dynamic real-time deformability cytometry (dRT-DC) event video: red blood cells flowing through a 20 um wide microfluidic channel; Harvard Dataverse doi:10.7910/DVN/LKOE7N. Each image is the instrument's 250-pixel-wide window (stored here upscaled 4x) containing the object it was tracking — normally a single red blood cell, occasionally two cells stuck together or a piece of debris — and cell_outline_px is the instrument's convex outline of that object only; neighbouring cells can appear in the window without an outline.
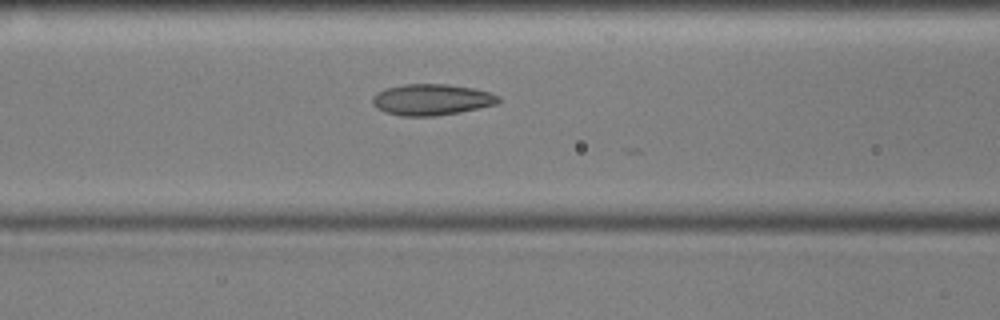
{"species": "common noctule bat (a hibernating species)", "species_latin": "Nyctalus noctula", "temperature_condition": "cold", "stored_images_in_passage": 15, "camera_frame_rate_fps": 3000, "um_per_image_px": 0.085, "animal": {"sex": "male", "body_mass_g": 17.9, "forearm_length_mm": 54.2}, "frame": {"image": 1, "passage_image": 10, "time_ms": 3.0, "image_size_px": [1000, 320], "cell_outline_px": [[500, 100], [496, 104], [460, 112], [432, 116], [400, 116], [384, 112], [372, 104], [372, 96], [376, 92], [388, 88], [404, 84], [444, 84], [472, 88], [492, 92], [500, 96]], "centroid_in_image_um": [36.68, 8.47], "position_along_channel_um": 129.9, "area_um2": 22.89}}
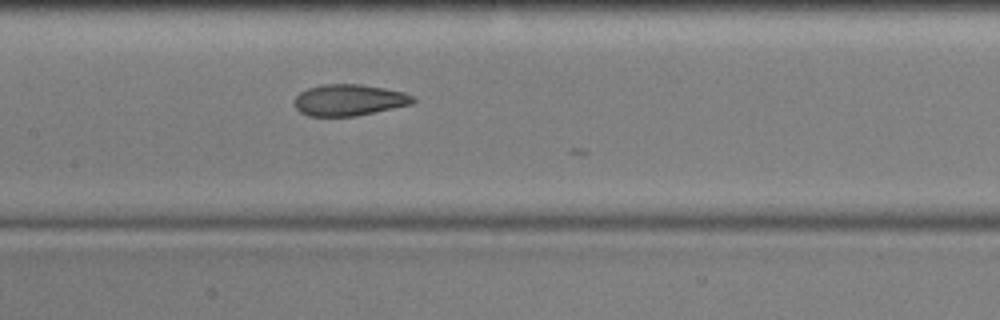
{"frame": {"image": 2, "passage_image": 14, "time_ms": 4.333, "image_size_px": [1000, 320], "cell_outline_px": [[416, 100], [412, 104], [356, 116], [308, 116], [300, 112], [296, 108], [296, 96], [300, 92], [308, 88], [324, 84], [360, 84], [384, 88], [404, 92], [412, 96]], "centroid_in_image_um": [29.68, 8.5], "position_along_channel_um": 177.7, "area_um2": 21.56}}